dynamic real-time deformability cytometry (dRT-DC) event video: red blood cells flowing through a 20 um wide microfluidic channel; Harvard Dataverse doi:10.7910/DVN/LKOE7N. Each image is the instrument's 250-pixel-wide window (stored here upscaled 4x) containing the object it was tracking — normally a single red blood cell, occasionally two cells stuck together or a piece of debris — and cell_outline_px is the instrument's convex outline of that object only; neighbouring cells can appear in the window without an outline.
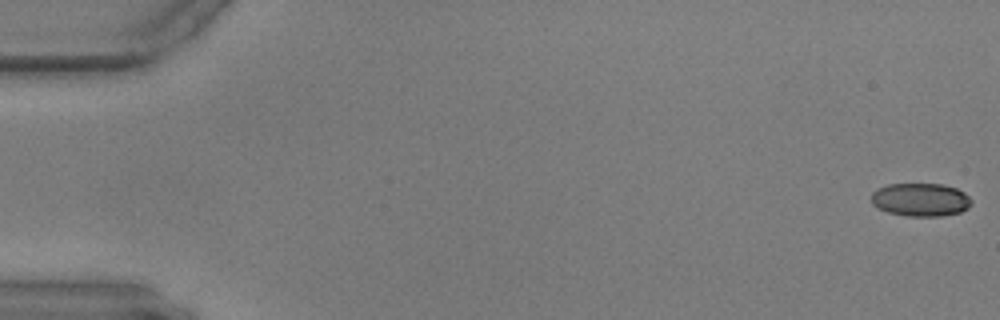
{"species": "common noctule bat (a hibernating species)", "species_latin": "Nyctalus noctula", "temperature_condition": "warm", "stored_images_in_passage": 58, "camera_frame_rate_fps": 3000, "um_per_image_px": 0.085, "animal": {"sex": "male", "body_mass_g": 17.9, "forearm_length_mm": 54.2}, "frame": {"image": 1, "passage_image": 1, "time_ms": 0.0, "image_size_px": [1000, 320], "cell_outline_px": [[972, 204], [968, 208], [960, 212], [940, 216], [908, 216], [888, 212], [876, 208], [872, 204], [872, 192], [876, 188], [888, 184], [940, 184], [956, 188], [964, 192], [972, 200]], "centroid_in_image_um": [78.23, 16.97], "position_along_channel_um": 6.8, "area_um2": 19.48}}
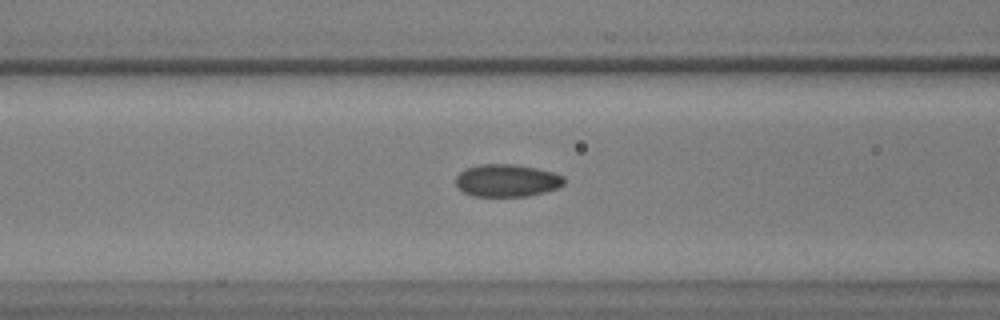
{"frame": {"image": 2, "passage_image": 24, "time_ms": 7.667, "image_size_px": [1000, 320], "cell_outline_px": [[564, 184], [556, 188], [544, 192], [528, 196], [472, 196], [464, 192], [456, 184], [456, 176], [464, 168], [480, 164], [516, 164], [536, 168], [552, 172], [564, 176]], "centroid_in_image_um": [43.07, 15.33], "position_along_channel_um": 123.5, "area_um2": 20.52}}
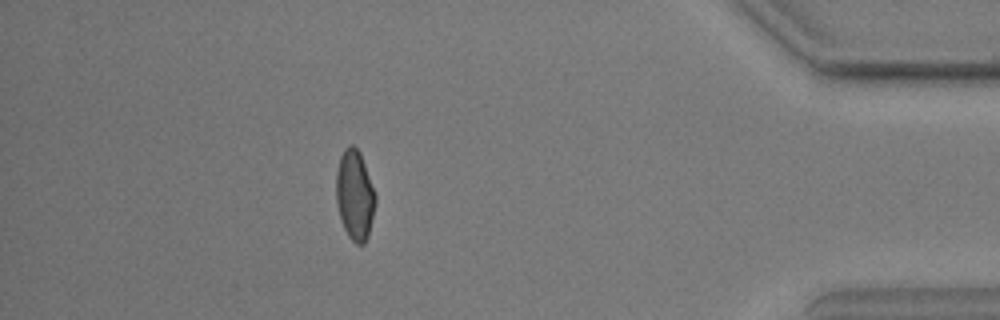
{"frame": {"image": 3, "passage_image": 52, "time_ms": 17.0, "image_size_px": [1000, 320], "cell_outline_px": [[376, 200], [368, 236], [364, 244], [356, 244], [348, 236], [344, 228], [340, 216], [336, 200], [336, 172], [340, 156], [344, 148], [348, 144], [352, 144], [360, 152], [376, 196]], "centroid_in_image_um": [30.14, 16.56], "position_along_channel_um": 405.1, "area_um2": 20.46}}